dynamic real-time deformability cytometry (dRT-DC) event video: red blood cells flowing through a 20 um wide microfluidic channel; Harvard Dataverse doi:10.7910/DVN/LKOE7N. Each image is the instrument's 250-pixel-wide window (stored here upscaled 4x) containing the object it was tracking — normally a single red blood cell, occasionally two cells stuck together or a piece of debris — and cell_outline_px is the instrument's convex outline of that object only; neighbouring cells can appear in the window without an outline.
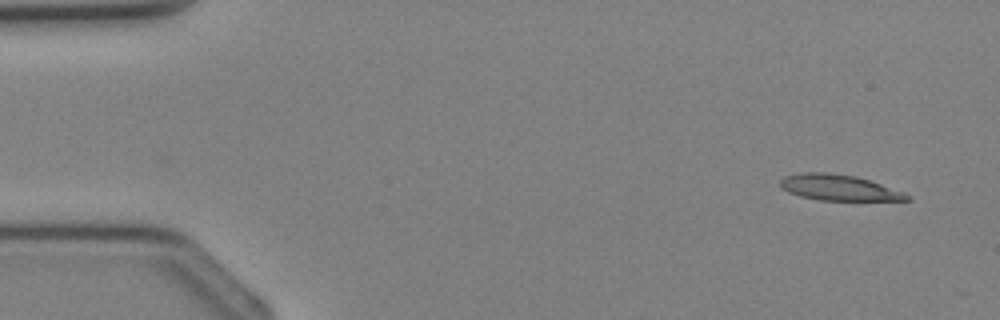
{"species": "Egyptian fruit bat (a non-hibernating species)", "species_latin": "Rousettus aegyptiacus", "temperature_condition": "cold", "stored_images_in_passage": 31, "camera_frame_rate_fps": 3000, "um_per_image_px": 0.085, "animal": {"sex": "female"}, "frame": {"image": 1, "passage_image": 1, "time_ms": 0.0, "image_size_px": [1000, 320], "cell_outline_px": [[912, 200], [820, 200], [800, 196], [788, 192], [780, 188], [780, 180], [784, 176], [800, 172], [828, 172], [856, 176], [904, 192]], "centroid_in_image_um": [71.23, 15.93], "position_along_channel_um": 13.8, "area_um2": 18.96}}
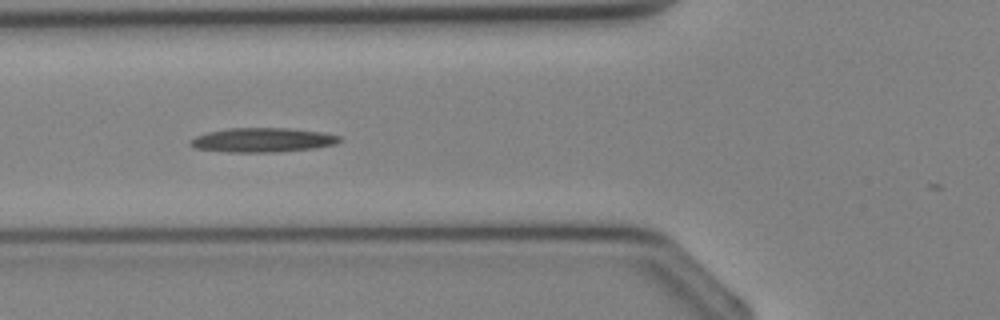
{"frame": {"image": 2, "passage_image": 12, "time_ms": 3.667, "image_size_px": [1000, 320], "cell_outline_px": [[340, 140], [336, 144], [316, 148], [280, 152], [228, 152], [196, 148], [188, 144], [188, 140], [196, 136], [208, 132], [228, 128], [292, 128], [324, 132], [340, 136]], "centroid_in_image_um": [22.33, 11.9], "position_along_channel_um": 103.5, "area_um2": 21.33}}
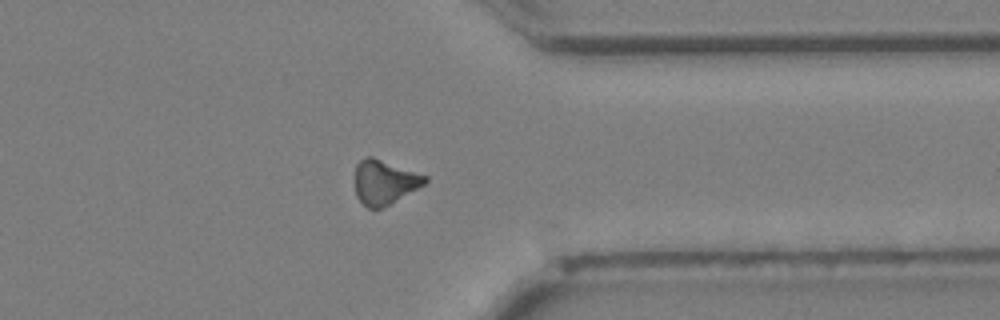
{"frame": {"image": 3, "passage_image": 27, "time_ms": 8.667, "image_size_px": [1000, 320], "cell_outline_px": [[428, 180], [424, 184], [388, 204], [380, 208], [368, 208], [356, 196], [352, 180], [352, 176], [356, 164], [360, 160], [368, 156], [372, 156], [428, 176]], "centroid_in_image_um": [32.6, 15.45], "position_along_channel_um": 378.8, "area_um2": 18.21}}